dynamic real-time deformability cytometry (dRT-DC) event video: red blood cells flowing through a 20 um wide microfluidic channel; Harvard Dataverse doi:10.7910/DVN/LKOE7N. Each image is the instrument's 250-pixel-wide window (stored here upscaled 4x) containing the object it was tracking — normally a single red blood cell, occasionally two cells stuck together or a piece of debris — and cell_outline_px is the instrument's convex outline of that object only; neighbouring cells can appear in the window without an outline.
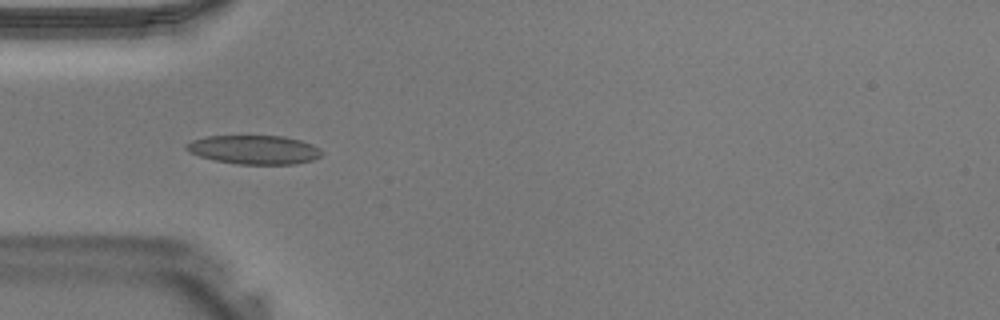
{"species": "Egyptian fruit bat (a non-hibernating species)", "species_latin": "Rousettus aegyptiacus", "temperature_condition": "warm", "stored_images_in_passage": 16, "camera_frame_rate_fps": 3000, "um_per_image_px": 0.085, "animal": {"sex": "male"}, "frame": {"image": 1, "passage_image": 3, "time_ms": 0.667, "image_size_px": [1000, 320], "cell_outline_px": [[324, 152], [320, 156], [312, 160], [296, 164], [236, 164], [216, 160], [200, 156], [188, 152], [184, 148], [184, 144], [192, 140], [204, 136], [284, 136], [300, 140], [312, 144], [320, 148]], "centroid_in_image_um": [21.59, 12.72], "position_along_channel_um": 63.4, "area_um2": 22.95}}
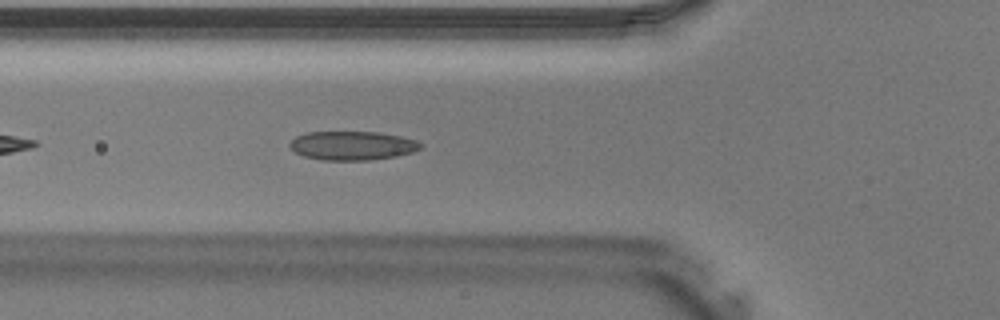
{"frame": {"image": 2, "passage_image": 5, "time_ms": 1.333, "image_size_px": [1000, 320], "cell_outline_px": [[424, 144], [420, 148], [412, 152], [396, 156], [368, 160], [320, 160], [304, 156], [296, 152], [288, 144], [296, 136], [304, 132], [380, 132], [400, 136], [416, 140]], "centroid_in_image_um": [29.95, 12.37], "position_along_channel_um": 95.9, "area_um2": 22.02}}